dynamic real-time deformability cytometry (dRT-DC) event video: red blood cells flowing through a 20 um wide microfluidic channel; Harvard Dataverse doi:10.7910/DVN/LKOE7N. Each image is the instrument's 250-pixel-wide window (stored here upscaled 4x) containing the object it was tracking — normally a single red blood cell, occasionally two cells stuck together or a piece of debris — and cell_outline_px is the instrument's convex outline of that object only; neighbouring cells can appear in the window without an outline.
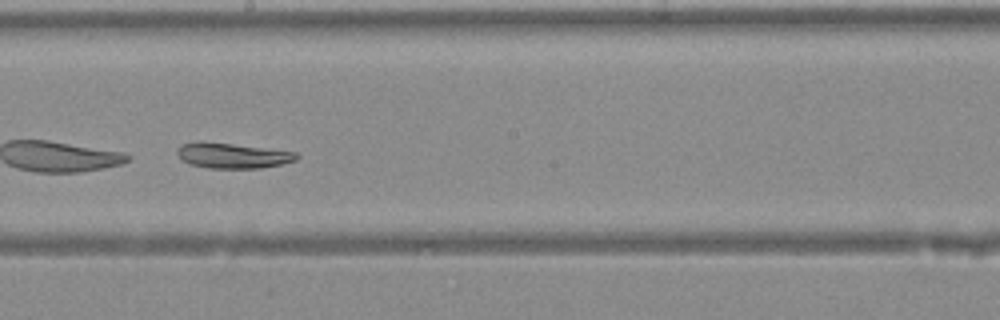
{"species": "Egyptian fruit bat (a non-hibernating species)", "species_latin": "Rousettus aegyptiacus", "temperature_condition": "warm", "stored_images_in_passage": 42, "camera_frame_rate_fps": 3000, "um_per_image_px": 0.085, "animal": {"sex": "female"}, "frame": {"image": 1, "passage_image": 24, "time_ms": 7.667, "image_size_px": [1000, 320], "cell_outline_px": [[300, 156], [296, 160], [280, 164], [260, 168], [208, 168], [192, 164], [180, 160], [176, 152], [180, 144], [232, 144], [296, 152]], "centroid_in_image_um": [19.81, 13.26], "position_along_channel_um": 228.4, "area_um2": 16.88}}